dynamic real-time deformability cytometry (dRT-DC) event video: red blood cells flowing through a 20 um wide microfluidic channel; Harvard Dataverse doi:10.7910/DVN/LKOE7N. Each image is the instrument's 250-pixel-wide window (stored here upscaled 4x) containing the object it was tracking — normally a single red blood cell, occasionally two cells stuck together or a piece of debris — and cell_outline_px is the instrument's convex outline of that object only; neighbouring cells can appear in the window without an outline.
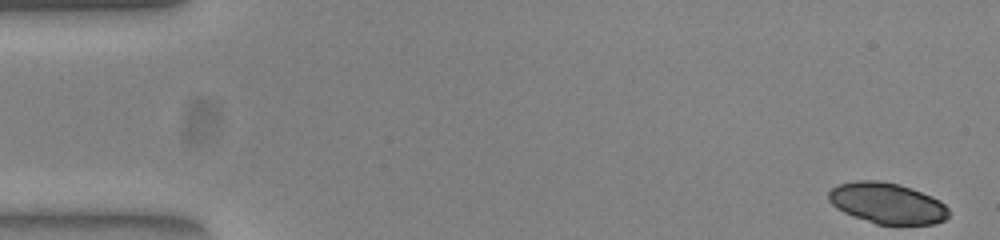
{"species": "common noctule bat (a hibernating species)", "species_latin": "Nyctalus noctula", "temperature_condition": "warm", "stored_images_in_passage": 36, "camera_frame_rate_fps": 3000, "um_per_image_px": 0.085, "animal": {"sex": "female", "body_mass_g": 23.0, "forearm_length_mm": 53.4}, "frame": {"image": 1, "passage_image": 1, "time_ms": 0.0, "image_size_px": [1000, 240], "cell_outline_px": [[948, 216], [944, 220], [936, 224], [876, 224], [844, 212], [836, 208], [828, 200], [828, 192], [832, 188], [840, 184], [856, 180], [880, 180], [896, 184], [932, 196], [940, 200], [948, 208]], "centroid_in_image_um": [75.4, 17.27], "position_along_channel_um": 9.6, "area_um2": 28.38}}